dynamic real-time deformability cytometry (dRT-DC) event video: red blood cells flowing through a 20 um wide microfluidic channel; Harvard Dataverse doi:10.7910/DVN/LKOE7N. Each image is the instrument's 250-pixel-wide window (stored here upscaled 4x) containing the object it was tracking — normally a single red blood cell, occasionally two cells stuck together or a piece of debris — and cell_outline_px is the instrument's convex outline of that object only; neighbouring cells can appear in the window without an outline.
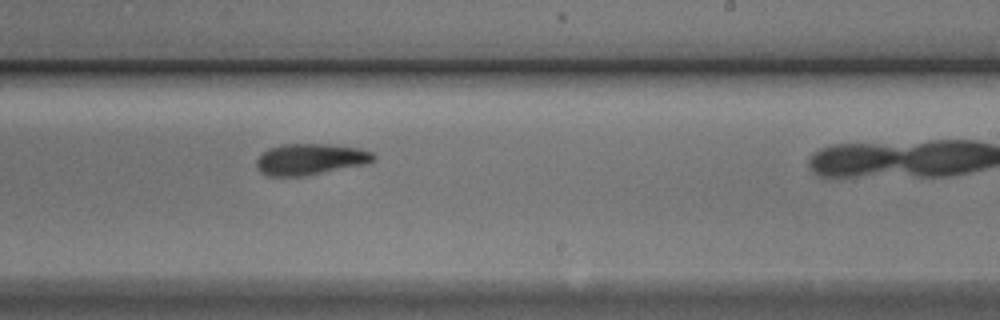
{"species": "Egyptian fruit bat (a non-hibernating species)", "species_latin": "Rousettus aegyptiacus", "temperature_condition": "cold", "stored_images_in_passage": 11, "camera_frame_rate_fps": 3000, "um_per_image_px": 0.085, "animal": {"sex": "male"}, "frame": {"image": 1, "passage_image": 10, "time_ms": 11.0, "image_size_px": [1000, 320], "cell_outline_px": [[376, 160], [368, 164], [304, 176], [264, 176], [256, 168], [256, 160], [268, 148], [284, 144], [328, 144], [360, 148], [372, 152], [376, 156]], "centroid_in_image_um": [26.39, 13.54], "position_along_channel_um": 262.6, "area_um2": 21.56}}